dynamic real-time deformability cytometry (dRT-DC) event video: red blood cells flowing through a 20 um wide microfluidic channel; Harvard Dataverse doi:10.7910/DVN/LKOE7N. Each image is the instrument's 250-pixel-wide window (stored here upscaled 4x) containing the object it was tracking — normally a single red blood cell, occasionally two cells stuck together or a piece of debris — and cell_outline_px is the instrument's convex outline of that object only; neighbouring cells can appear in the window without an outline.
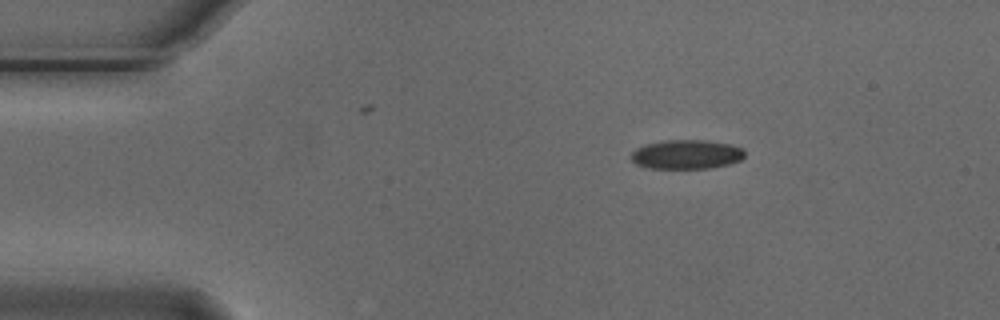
{"species": "Egyptian fruit bat (a non-hibernating species)", "species_latin": "Rousettus aegyptiacus", "temperature_condition": "cold", "stored_images_in_passage": 2, "camera_frame_rate_fps": 3000, "um_per_image_px": 0.085, "animal": {"sex": "male"}, "frame": {"image": 1, "passage_image": 1, "time_ms": 0.0, "image_size_px": [1000, 320], "cell_outline_px": [[744, 156], [740, 160], [728, 164], [708, 168], [648, 168], [636, 164], [632, 160], [632, 152], [636, 148], [644, 144], [664, 140], [704, 140], [728, 144], [744, 148]], "centroid_in_image_um": [58.33, 13.12], "position_along_channel_um": 26.7, "area_um2": 19.25}}